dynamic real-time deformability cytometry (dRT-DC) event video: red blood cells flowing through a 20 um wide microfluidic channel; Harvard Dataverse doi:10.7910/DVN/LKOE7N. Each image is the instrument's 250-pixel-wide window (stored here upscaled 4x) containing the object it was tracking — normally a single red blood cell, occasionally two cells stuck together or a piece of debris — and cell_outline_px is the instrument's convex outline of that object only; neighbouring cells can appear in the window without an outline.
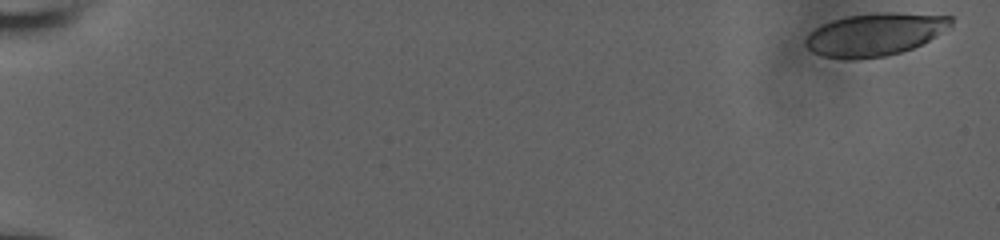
{"species": "human", "species_latin": "Homo sapiens", "temperature_condition": "room temperature", "stored_images_in_passage": 22, "camera_frame_rate_fps": 3000, "um_per_image_px": 0.085, "donor": {"sex": "male"}, "frame": {"image": 1, "passage_image": 1, "time_ms": 0.0, "image_size_px": [1000, 240], "cell_outline_px": [[952, 28], [912, 48], [900, 52], [884, 56], [852, 60], [848, 60], [824, 56], [812, 52], [804, 44], [804, 40], [816, 28], [832, 20], [848, 16], [884, 12], [892, 12], [952, 16]], "centroid_in_image_um": [74.39, 2.93], "position_along_channel_um": 10.6, "area_um2": 36.01}}
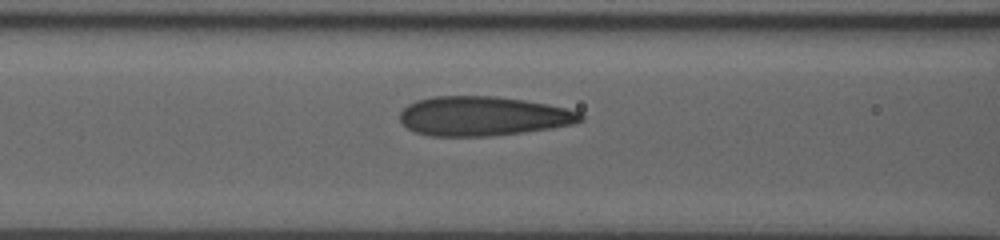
{"frame": {"image": 2, "passage_image": 13, "time_ms": 4.0, "image_size_px": [1000, 240], "cell_outline_px": [[584, 120], [572, 124], [552, 128], [524, 132], [492, 136], [428, 136], [416, 132], [408, 128], [400, 120], [400, 112], [408, 104], [416, 100], [432, 96], [496, 96], [524, 100], [548, 104], [580, 112], [584, 116]], "centroid_in_image_um": [41.05, 9.87], "position_along_channel_um": 125.5, "area_um2": 41.62}}
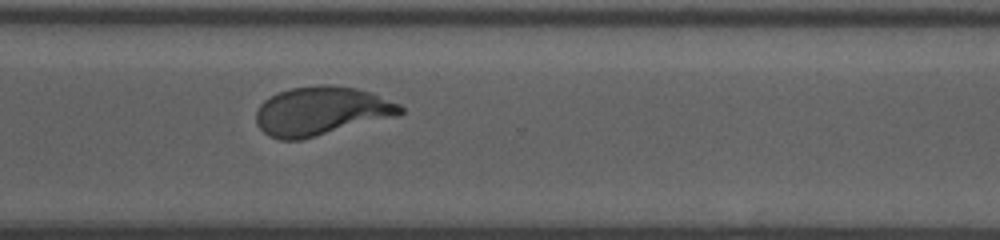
{"frame": {"image": 3, "passage_image": 22, "time_ms": 7.0, "image_size_px": [1000, 240], "cell_outline_px": [[404, 112], [396, 116], [300, 140], [280, 140], [268, 136], [256, 124], [256, 112], [260, 104], [264, 100], [276, 92], [292, 88], [320, 84], [332, 84], [356, 88], [372, 92], [400, 104], [404, 108]], "centroid_in_image_um": [27.29, 9.43], "position_along_channel_um": 343.3, "area_um2": 41.15}}